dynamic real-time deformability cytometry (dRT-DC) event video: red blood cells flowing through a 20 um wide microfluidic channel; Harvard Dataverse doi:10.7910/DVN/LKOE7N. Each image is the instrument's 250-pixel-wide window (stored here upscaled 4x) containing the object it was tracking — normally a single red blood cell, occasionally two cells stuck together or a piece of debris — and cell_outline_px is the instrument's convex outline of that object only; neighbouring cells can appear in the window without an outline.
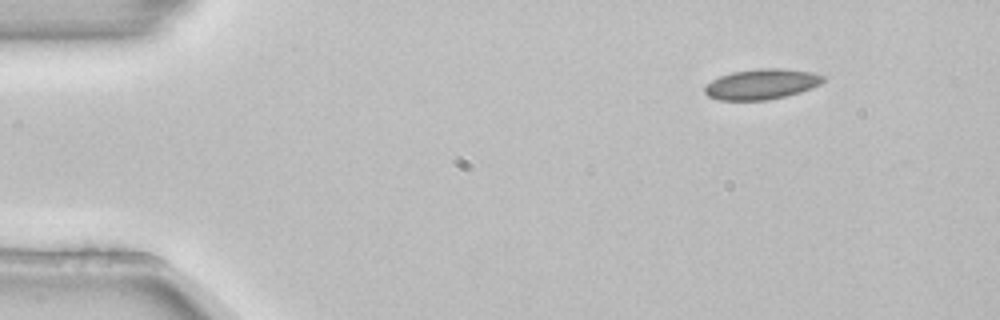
{"species": "common noctule bat (a hibernating species)", "species_latin": "Nyctalus noctula", "temperature_condition": "room temperature", "stored_images_in_passage": 4, "camera_frame_rate_fps": 3000, "um_per_image_px": 0.085, "animal": {"sex": "female", "body_mass_g": 22.7, "forearm_length_mm": 54.2}, "frame": {"image": 1, "passage_image": 4, "time_ms": 1.0, "image_size_px": [1000, 320], "cell_outline_px": [[824, 80], [820, 84], [800, 92], [768, 100], [720, 100], [708, 96], [704, 92], [704, 84], [720, 76], [732, 72], [760, 68], [780, 68], [812, 72], [824, 76]], "centroid_in_image_um": [64.7, 7.15], "position_along_channel_um": 20.3, "area_um2": 20.92}}